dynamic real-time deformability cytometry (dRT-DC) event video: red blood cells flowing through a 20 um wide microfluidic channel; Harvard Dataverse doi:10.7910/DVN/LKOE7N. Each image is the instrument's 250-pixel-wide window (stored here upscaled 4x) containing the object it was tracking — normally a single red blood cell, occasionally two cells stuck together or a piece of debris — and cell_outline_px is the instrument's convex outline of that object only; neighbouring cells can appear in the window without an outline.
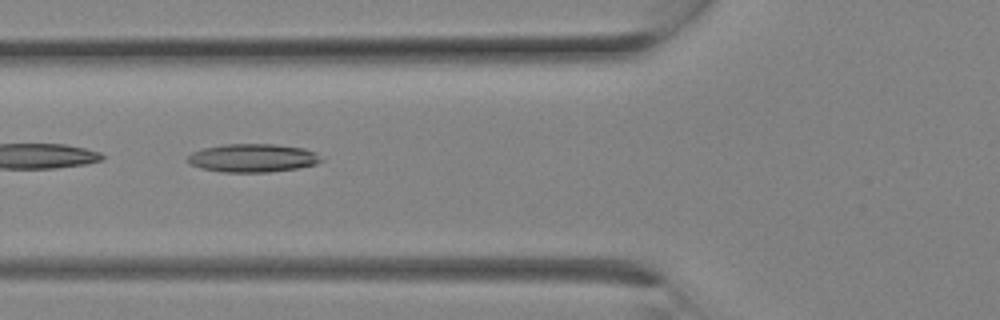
{"species": "Egyptian fruit bat (a non-hibernating species)", "species_latin": "Rousettus aegyptiacus", "temperature_condition": "room temperature", "stored_images_in_passage": 16, "camera_frame_rate_fps": 3000, "um_per_image_px": 0.085, "animal": {"sex": "female"}, "frame": {"image": 1, "passage_image": 10, "time_ms": 3.0, "image_size_px": [1000, 320], "cell_outline_px": [[324, 160], [316, 164], [300, 168], [268, 172], [220, 172], [200, 168], [188, 164], [184, 160], [192, 152], [204, 148], [224, 144], [276, 144], [304, 148], [316, 152], [324, 156]], "centroid_in_image_um": [21.5, 13.43], "position_along_channel_um": 104.3, "area_um2": 22.48}}
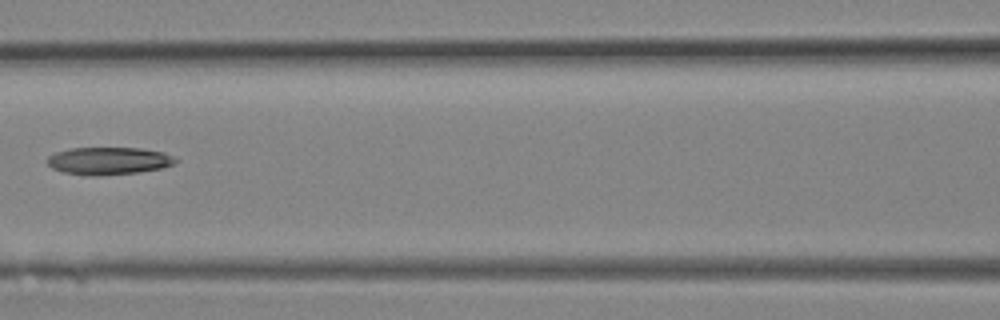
{"frame": {"image": 2, "passage_image": 12, "time_ms": 3.667, "image_size_px": [1000, 320], "cell_outline_px": [[180, 160], [176, 164], [160, 168], [140, 172], [88, 176], [64, 172], [52, 168], [48, 164], [48, 156], [56, 152], [72, 148], [140, 148], [164, 152]], "centroid_in_image_um": [9.27, 13.67], "position_along_channel_um": 157.3, "area_um2": 20.52}}